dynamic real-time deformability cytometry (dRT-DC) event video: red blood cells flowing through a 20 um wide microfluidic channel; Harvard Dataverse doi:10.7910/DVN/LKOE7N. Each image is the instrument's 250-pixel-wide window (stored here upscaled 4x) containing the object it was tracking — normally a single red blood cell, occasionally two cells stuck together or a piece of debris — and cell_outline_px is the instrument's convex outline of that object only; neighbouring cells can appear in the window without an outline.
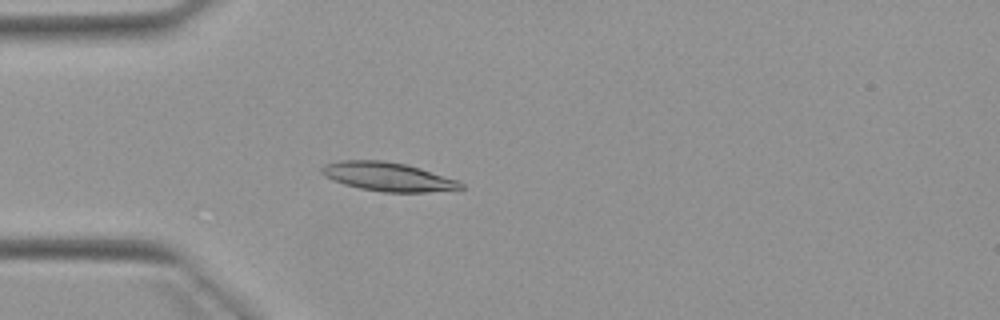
{"species": "Egyptian fruit bat (a non-hibernating species)", "species_latin": "Rousettus aegyptiacus", "temperature_condition": "warm", "stored_images_in_passage": 4, "camera_frame_rate_fps": 3000, "um_per_image_px": 0.085, "animal": {"sex": "female"}, "frame": {"image": 1, "passage_image": 4, "time_ms": 3.667, "image_size_px": [1000, 320], "cell_outline_px": [[464, 188], [424, 192], [384, 192], [360, 188], [344, 184], [332, 180], [324, 176], [320, 172], [320, 168], [324, 164], [340, 160], [384, 160], [404, 164], [420, 168], [456, 180], [464, 184]], "centroid_in_image_um": [32.9, 15.01], "position_along_channel_um": 52.1, "area_um2": 23.18}}